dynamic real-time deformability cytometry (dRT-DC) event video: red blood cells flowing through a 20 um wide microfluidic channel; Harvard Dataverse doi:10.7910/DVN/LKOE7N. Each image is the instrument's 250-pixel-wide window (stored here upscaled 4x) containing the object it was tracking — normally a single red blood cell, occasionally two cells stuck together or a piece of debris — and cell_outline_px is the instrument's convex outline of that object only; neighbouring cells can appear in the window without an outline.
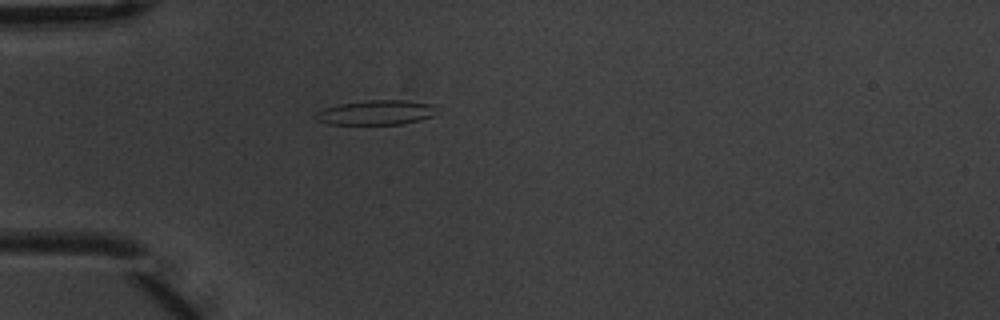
{"species": "common noctule bat (a hibernating species)", "species_latin": "Nyctalus noctula", "temperature_condition": "warm", "stored_images_in_passage": 3, "camera_frame_rate_fps": 3000, "um_per_image_px": 0.085, "animal": {"sex": "male", "body_mass_g": 20.1, "forearm_length_mm": 53.5}, "frame": {"image": 1, "passage_image": 3, "time_ms": 0.667, "image_size_px": [1000, 320], "cell_outline_px": [[440, 108], [432, 116], [420, 120], [400, 124], [328, 124], [316, 120], [312, 116], [316, 112], [324, 108], [340, 104], [368, 100], [404, 100], [432, 104]], "centroid_in_image_um": [31.97, 9.56], "position_along_channel_um": 53.0, "area_um2": 17.51}}